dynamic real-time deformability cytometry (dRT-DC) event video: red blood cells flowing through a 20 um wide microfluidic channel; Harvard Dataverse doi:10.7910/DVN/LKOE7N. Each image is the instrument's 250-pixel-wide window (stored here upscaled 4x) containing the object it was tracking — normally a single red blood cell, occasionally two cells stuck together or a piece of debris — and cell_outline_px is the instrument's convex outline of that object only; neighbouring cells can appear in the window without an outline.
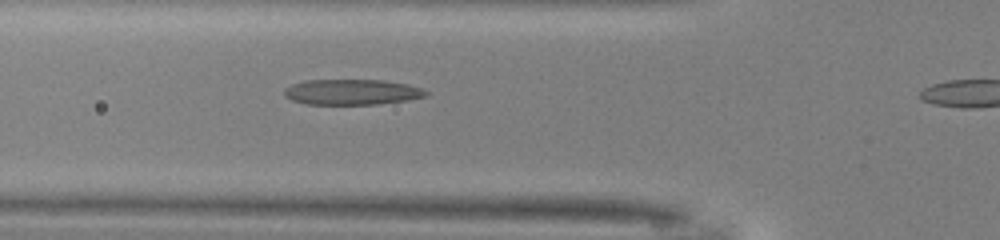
{"species": "common noctule bat (a hibernating species)", "species_latin": "Nyctalus noctula", "temperature_condition": "warm", "stored_images_in_passage": 5, "camera_frame_rate_fps": 3000, "um_per_image_px": 0.085, "animal": {"sex": "male", "body_mass_g": 13.0, "forearm_length_mm": 53.1}, "frame": {"image": 1, "passage_image": 4, "time_ms": 1.0, "image_size_px": [1000, 240], "cell_outline_px": [[428, 96], [408, 100], [376, 104], [308, 104], [292, 100], [284, 96], [284, 88], [292, 84], [304, 80], [384, 80], [408, 84], [420, 88], [428, 92]], "centroid_in_image_um": [29.91, 7.82], "position_along_channel_um": 95.9, "area_um2": 21.1}}